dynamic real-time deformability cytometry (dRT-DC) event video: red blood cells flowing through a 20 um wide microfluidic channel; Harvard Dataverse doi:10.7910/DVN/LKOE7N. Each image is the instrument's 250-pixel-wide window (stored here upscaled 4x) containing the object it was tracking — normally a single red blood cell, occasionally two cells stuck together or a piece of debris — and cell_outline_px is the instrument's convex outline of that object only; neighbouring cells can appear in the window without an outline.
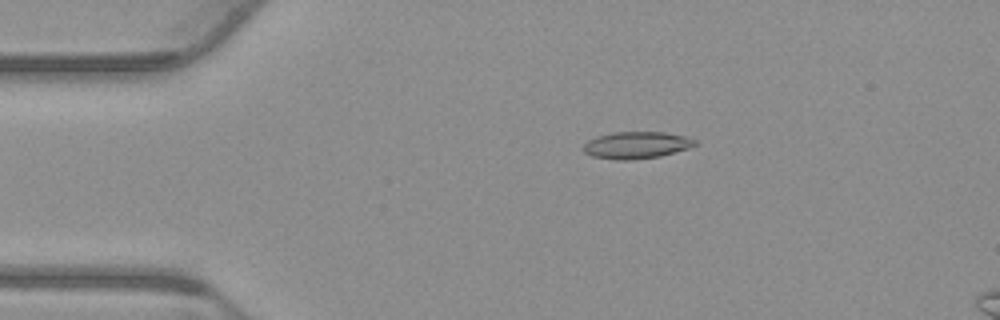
{"species": "common noctule bat (a hibernating species)", "species_latin": "Nyctalus noctula", "temperature_condition": "warm", "stored_images_in_passage": 10, "camera_frame_rate_fps": 3000, "um_per_image_px": 0.085, "animal": {"sex": "male", "body_mass_g": 23.1, "forearm_length_mm": 52.7}, "frame": {"image": 1, "passage_image": 5, "time_ms": 1.333, "image_size_px": [1000, 320], "cell_outline_px": [[696, 144], [688, 148], [660, 156], [628, 160], [616, 160], [592, 156], [584, 152], [580, 148], [588, 140], [596, 136], [612, 132], [664, 132], [684, 136], [696, 140]], "centroid_in_image_um": [54.03, 12.33], "position_along_channel_um": 31.0, "area_um2": 17.51}}